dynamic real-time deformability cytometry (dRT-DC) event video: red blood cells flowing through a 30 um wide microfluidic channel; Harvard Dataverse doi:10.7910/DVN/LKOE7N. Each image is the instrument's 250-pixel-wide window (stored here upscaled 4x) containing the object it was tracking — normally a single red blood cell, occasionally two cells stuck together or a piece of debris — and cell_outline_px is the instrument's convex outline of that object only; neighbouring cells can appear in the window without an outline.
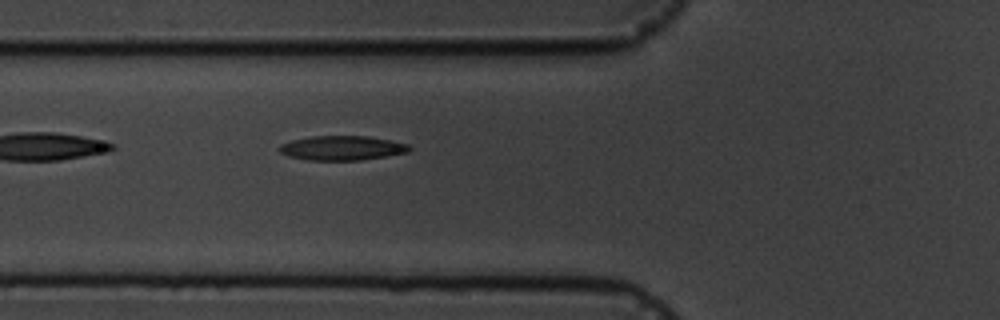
{"species": "common noctule bat (a hibernating species)", "species_latin": "Nyctalus noctula", "temperature_condition": "cold", "stored_images_in_passage": 6, "camera_frame_rate_fps": 3000, "um_per_image_px": 0.085, "animal": {"sex": "male", "body_mass_g": 19.5, "forearm_length_mm": 54.6}, "frame": {"image": 1, "passage_image": 6, "time_ms": 6.667, "image_size_px": [1000, 320], "cell_outline_px": [[412, 148], [408, 152], [388, 156], [360, 160], [308, 160], [288, 156], [280, 152], [276, 148], [280, 144], [292, 140], [312, 136], [368, 136], [392, 140], [408, 144]], "centroid_in_image_um": [29.07, 12.58], "position_along_channel_um": 96.7, "area_um2": 18.67}}